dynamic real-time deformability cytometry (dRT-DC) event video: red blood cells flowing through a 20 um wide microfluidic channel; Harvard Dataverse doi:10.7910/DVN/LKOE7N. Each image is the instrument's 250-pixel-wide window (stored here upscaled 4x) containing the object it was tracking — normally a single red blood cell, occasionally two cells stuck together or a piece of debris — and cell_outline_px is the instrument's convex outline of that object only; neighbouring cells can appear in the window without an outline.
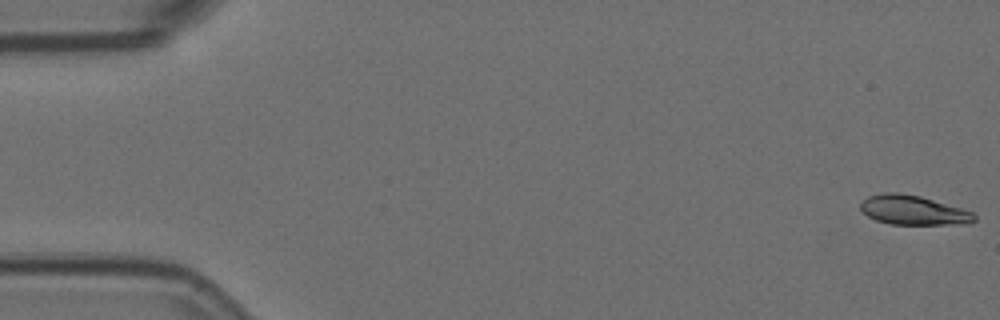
{"species": "Egyptian fruit bat (a non-hibernating species)", "species_latin": "Rousettus aegyptiacus", "temperature_condition": "room temperature", "stored_images_in_passage": 57, "camera_frame_rate_fps": 3000, "um_per_image_px": 0.085, "animal": {"sex": "female"}, "frame": {"image": 1, "passage_image": 1, "time_ms": 0.0, "image_size_px": [1000, 320], "cell_outline_px": [[976, 220], [968, 224], [892, 224], [876, 220], [868, 216], [860, 208], [860, 204], [868, 196], [884, 192], [896, 192], [920, 196], [960, 208], [972, 212], [976, 216]], "centroid_in_image_um": [77.62, 17.86], "position_along_channel_um": 7.4, "area_um2": 19.31}}
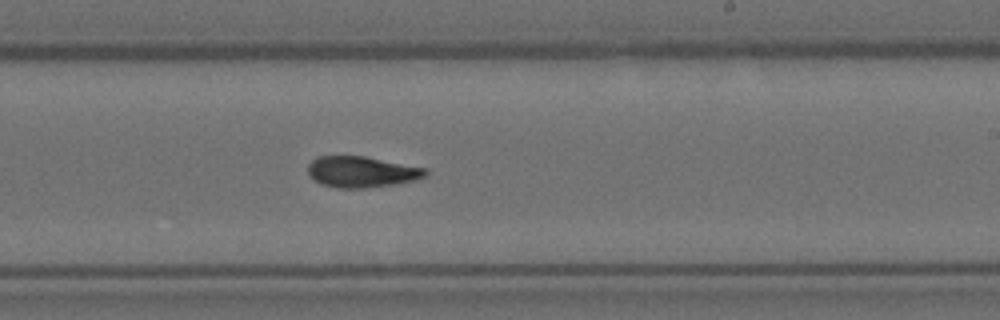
{"frame": {"image": 2, "passage_image": 34, "time_ms": 11.0, "image_size_px": [1000, 320], "cell_outline_px": [[428, 176], [396, 184], [364, 188], [336, 188], [320, 184], [308, 176], [308, 164], [316, 156], [364, 156], [428, 168]], "centroid_in_image_um": [30.73, 14.61], "position_along_channel_um": 258.3, "area_um2": 21.5}}
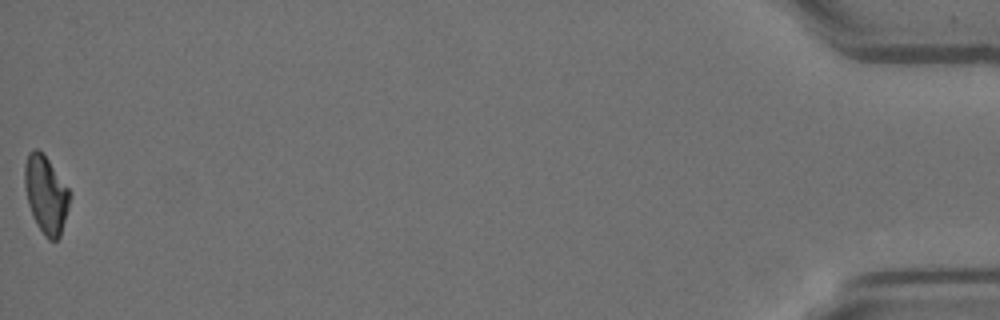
{"frame": {"image": 3, "passage_image": 57, "time_ms": 18.667, "image_size_px": [1000, 320], "cell_outline_px": [[72, 196], [60, 236], [56, 240], [48, 240], [44, 236], [32, 216], [28, 204], [24, 184], [24, 164], [28, 152], [36, 148], [48, 160], [72, 192]], "centroid_in_image_um": [3.91, 16.55], "position_along_channel_um": 431.3, "area_um2": 20.52}, "authors_computed_cell_mechanics": {"area_um2": 20.9814, "velocity_mm_per_s": 3.585, "shape_relaxation_time_tau1_ms": 6.479, "shape_relaxation_time_tau2_ms": 3.8097, "deformation_change_tau1": 0.1965, "deformation_change_tau2": 0.1009}}